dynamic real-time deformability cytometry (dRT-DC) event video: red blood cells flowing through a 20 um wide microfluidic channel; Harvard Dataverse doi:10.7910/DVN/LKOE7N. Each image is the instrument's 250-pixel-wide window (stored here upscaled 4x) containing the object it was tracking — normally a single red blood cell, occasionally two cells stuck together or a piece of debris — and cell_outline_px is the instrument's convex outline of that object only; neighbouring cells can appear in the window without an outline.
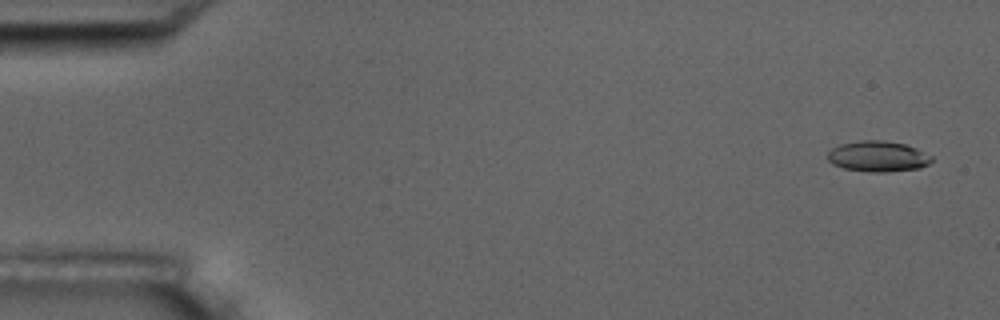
{"species": "common noctule bat (a hibernating species)", "species_latin": "Nyctalus noctula", "temperature_condition": "room temperature", "stored_images_in_passage": 5, "camera_frame_rate_fps": 3000, "um_per_image_px": 0.085, "animal": {"sex": "male", "body_mass_g": 17.5, "forearm_length_mm": 52.3}, "frame": {"image": 1, "passage_image": 1, "time_ms": 0.0, "image_size_px": [1000, 320], "cell_outline_px": [[932, 160], [928, 164], [920, 168], [888, 172], [868, 172], [844, 168], [832, 164], [828, 160], [828, 152], [832, 148], [840, 144], [860, 140], [880, 140], [904, 144], [916, 148], [932, 156]], "centroid_in_image_um": [74.61, 13.3], "position_along_channel_um": 10.4, "area_um2": 18.61}}
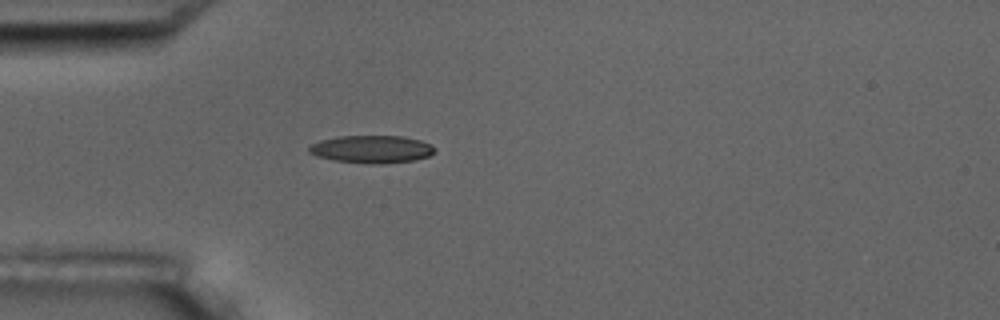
{"frame": {"image": 2, "passage_image": 5, "time_ms": 4.667, "image_size_px": [1000, 320], "cell_outline_px": [[436, 148], [428, 156], [416, 160], [380, 164], [372, 164], [332, 160], [316, 156], [308, 152], [308, 148], [312, 144], [320, 140], [336, 136], [404, 136], [420, 140], [432, 144]], "centroid_in_image_um": [31.58, 12.68], "position_along_channel_um": 53.4, "area_um2": 20.4}}